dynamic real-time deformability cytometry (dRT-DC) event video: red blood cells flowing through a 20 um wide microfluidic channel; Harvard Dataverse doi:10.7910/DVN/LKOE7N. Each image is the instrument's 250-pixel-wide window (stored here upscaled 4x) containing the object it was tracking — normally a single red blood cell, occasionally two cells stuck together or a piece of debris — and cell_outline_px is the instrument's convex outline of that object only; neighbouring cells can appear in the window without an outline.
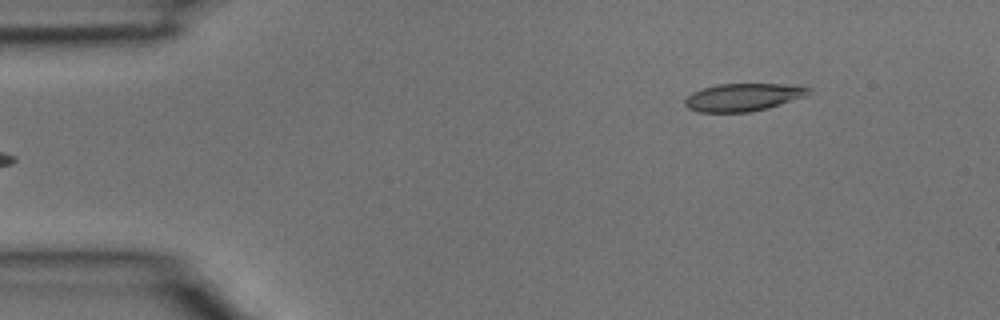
{"species": "common noctule bat (a hibernating species)", "species_latin": "Nyctalus noctula", "temperature_condition": "room temperature", "stored_images_in_passage": 4, "segment_of_instrument_passage": [2, 2], "camera_frame_rate_fps": 3000, "um_per_image_px": 0.085, "animal": {"sex": "male", "body_mass_g": 15.6}, "frame": {"image": 1, "passage_image": 4, "time_ms": 1.0, "image_size_px": [1000, 320], "cell_outline_px": [[812, 92], [804, 96], [768, 108], [752, 112], [700, 112], [688, 108], [684, 104], [684, 100], [692, 92], [716, 84], [796, 84], [812, 88]], "centroid_in_image_um": [63.19, 8.25], "position_along_channel_um": 21.8, "area_um2": 20.06}}